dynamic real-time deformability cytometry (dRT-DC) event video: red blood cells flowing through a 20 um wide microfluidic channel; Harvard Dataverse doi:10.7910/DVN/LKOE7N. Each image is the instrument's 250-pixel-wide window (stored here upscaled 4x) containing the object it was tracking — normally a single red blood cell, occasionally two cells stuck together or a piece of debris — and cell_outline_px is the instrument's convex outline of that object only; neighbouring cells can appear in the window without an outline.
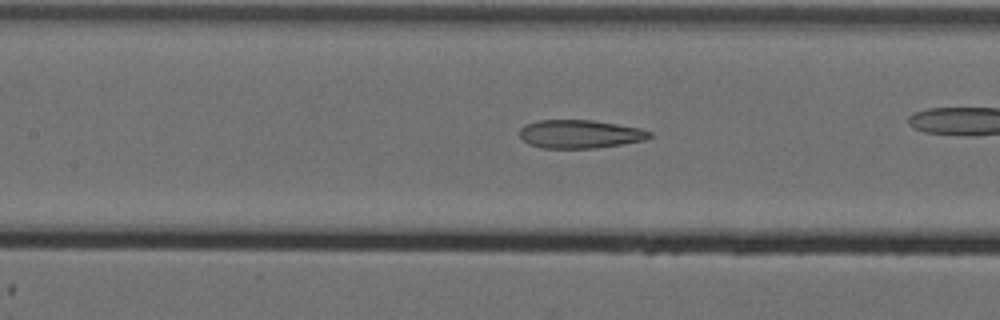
{"species": "Egyptian fruit bat (a non-hibernating species)", "species_latin": "Rousettus aegyptiacus", "temperature_condition": "cold", "stored_images_in_passage": 31, "camera_frame_rate_fps": 3000, "um_per_image_px": 0.085, "animal": {"sex": "female"}, "frame": {"image": 1, "passage_image": 10, "time_ms": 3.0, "image_size_px": [1000, 320], "cell_outline_px": [[652, 136], [644, 140], [596, 148], [540, 148], [528, 144], [520, 136], [520, 128], [524, 124], [536, 120], [592, 120], [640, 128], [652, 132]], "centroid_in_image_um": [49.26, 11.39], "position_along_channel_um": 158.1, "area_um2": 21.5}, "authors_computed_cell_mechanics": {"area_um2": 21.7328, "velocity_mm_per_s": 3.5128, "shape_relaxation_time_tau1_ms": null, "shape_relaxation_time_tau2_ms": 2.5181, "deformation_change_tau1": null, "deformation_change_tau2": 0.1208}}